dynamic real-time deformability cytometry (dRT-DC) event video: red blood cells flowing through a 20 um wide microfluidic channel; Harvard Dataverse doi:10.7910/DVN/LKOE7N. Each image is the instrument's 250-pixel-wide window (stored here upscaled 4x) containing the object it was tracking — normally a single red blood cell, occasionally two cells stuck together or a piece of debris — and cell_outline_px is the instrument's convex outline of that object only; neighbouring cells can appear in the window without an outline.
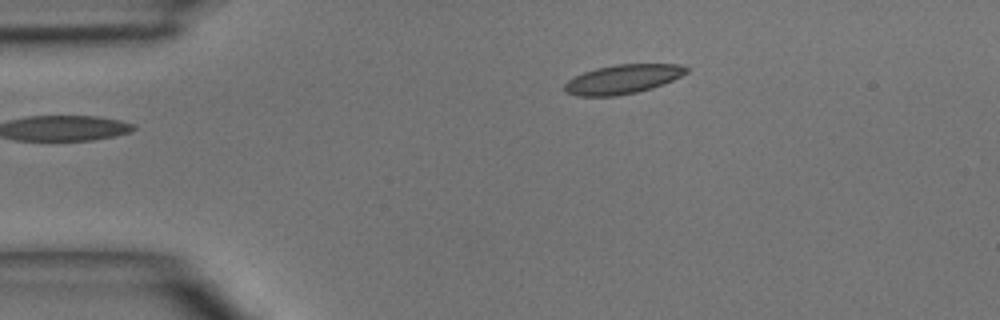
{"species": "common noctule bat (a hibernating species)", "species_latin": "Nyctalus noctula", "temperature_condition": "room temperature", "stored_images_in_passage": 4, "camera_frame_rate_fps": 3000, "um_per_image_px": 0.085, "animal": {"sex": "male", "body_mass_g": 15.6}, "frame": {"image": 1, "passage_image": 4, "time_ms": 3.667, "image_size_px": [1000, 320], "cell_outline_px": [[688, 72], [672, 80], [652, 88], [636, 92], [616, 96], [576, 96], [564, 92], [564, 84], [568, 80], [584, 72], [596, 68], [616, 64], [680, 64], [688, 68]], "centroid_in_image_um": [52.91, 6.73], "position_along_channel_um": 32.1, "area_um2": 20.63}}